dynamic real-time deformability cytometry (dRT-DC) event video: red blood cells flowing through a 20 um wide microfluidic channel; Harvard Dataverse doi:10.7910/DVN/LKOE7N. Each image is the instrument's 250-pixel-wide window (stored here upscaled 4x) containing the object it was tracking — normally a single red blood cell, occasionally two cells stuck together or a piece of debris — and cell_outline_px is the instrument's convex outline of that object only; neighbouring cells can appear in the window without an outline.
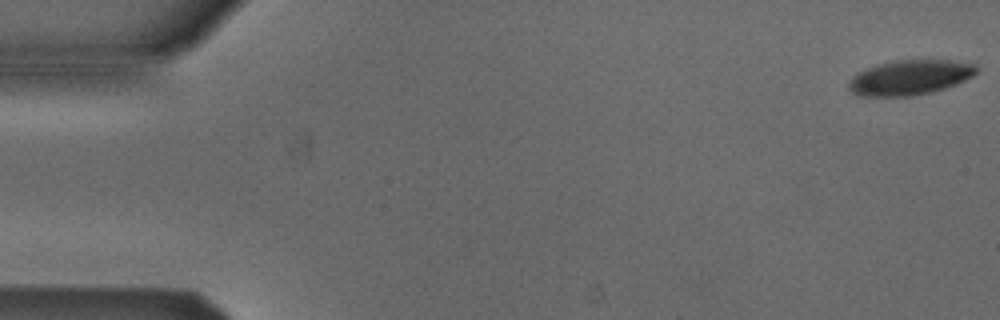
{"species": "Egyptian fruit bat (a non-hibernating species)", "species_latin": "Rousettus aegyptiacus", "temperature_condition": "cold", "stored_images_in_passage": 12, "camera_frame_rate_fps": 3000, "um_per_image_px": 0.085, "animal": {"sex": "male"}, "frame": {"image": 1, "passage_image": 1, "time_ms": 0.0, "image_size_px": [1000, 320], "cell_outline_px": [[976, 72], [972, 76], [956, 84], [944, 88], [928, 92], [908, 96], [864, 96], [852, 92], [848, 88], [848, 84], [852, 76], [856, 72], [880, 64], [896, 60], [948, 60], [976, 64]], "centroid_in_image_um": [77.31, 6.58], "position_along_channel_um": 7.7, "area_um2": 25.61}}